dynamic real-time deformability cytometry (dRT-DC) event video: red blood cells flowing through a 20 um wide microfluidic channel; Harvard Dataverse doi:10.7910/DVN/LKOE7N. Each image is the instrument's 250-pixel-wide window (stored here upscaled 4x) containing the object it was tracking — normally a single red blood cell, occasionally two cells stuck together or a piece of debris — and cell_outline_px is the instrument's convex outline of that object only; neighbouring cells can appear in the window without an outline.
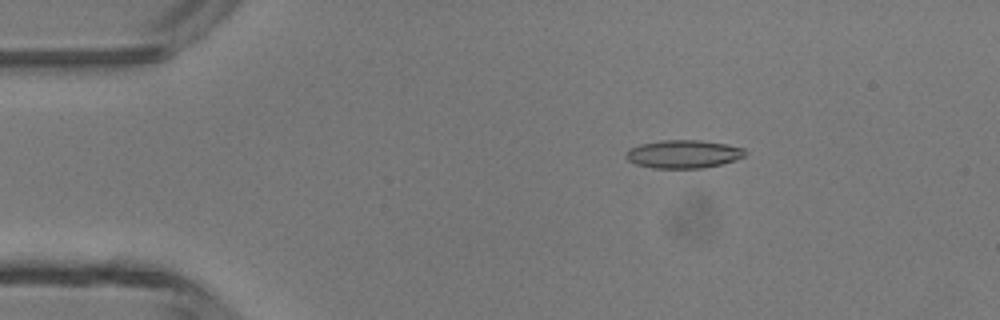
{"species": "common noctule bat (a hibernating species)", "species_latin": "Nyctalus noctula", "temperature_condition": "room temperature", "stored_images_in_passage": 47, "camera_frame_rate_fps": 3000, "um_per_image_px": 0.085, "animal": {"sex": "male", "body_mass_g": 13.3}, "frame": {"image": 1, "passage_image": 8, "time_ms": 2.333, "image_size_px": [1000, 320], "cell_outline_px": [[748, 152], [744, 156], [736, 160], [704, 168], [652, 168], [636, 164], [628, 160], [624, 156], [628, 148], [640, 144], [660, 140], [700, 140], [724, 144], [744, 148]], "centroid_in_image_um": [58.07, 13.09], "position_along_channel_um": 26.9, "area_um2": 19.65}}
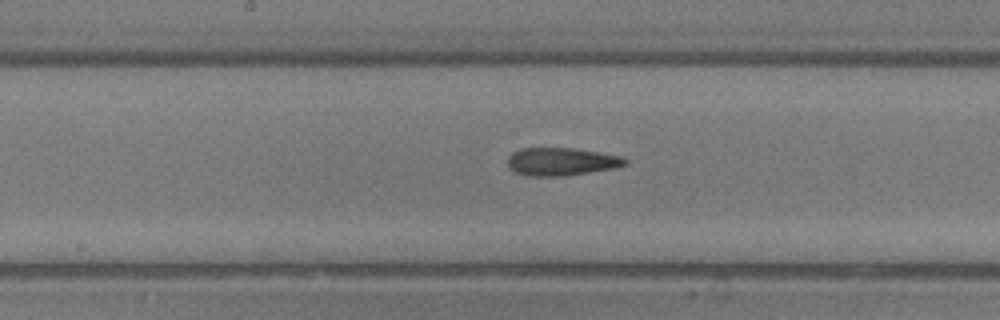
{"frame": {"image": 2, "passage_image": 24, "time_ms": 7.667, "image_size_px": [1000, 320], "cell_outline_px": [[628, 164], [616, 168], [564, 176], [528, 176], [516, 172], [508, 168], [508, 156], [512, 152], [520, 148], [572, 148], [600, 152], [624, 156], [628, 160]], "centroid_in_image_um": [47.74, 13.73], "position_along_channel_um": 200.5, "area_um2": 19.36}}
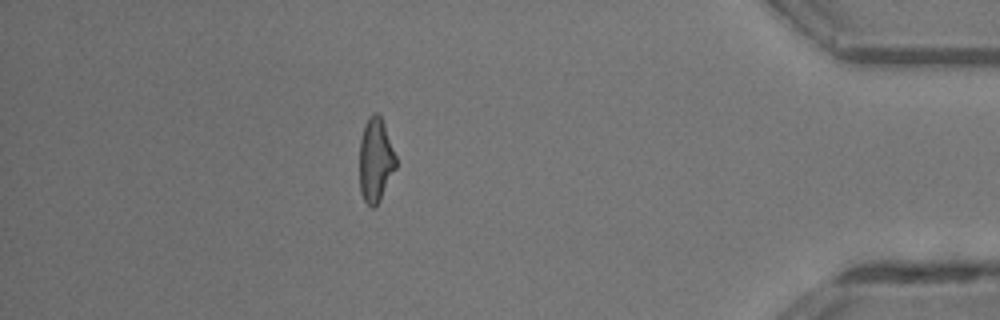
{"frame": {"image": 3, "passage_image": 41, "time_ms": 13.333, "image_size_px": [1000, 320], "cell_outline_px": [[396, 168], [380, 200], [372, 208], [364, 200], [360, 192], [360, 140], [364, 124], [368, 116], [372, 112], [376, 112], [380, 116], [396, 156]], "centroid_in_image_um": [31.91, 13.59], "position_along_channel_um": 403.3, "area_um2": 17.69}, "authors_computed_cell_mechanics": {"area_um2": 18.9006, "velocity_mm_per_s": 4.4077, "shape_relaxation_time_tau1_ms": 11.3004, "shape_relaxation_time_tau2_ms": 2.4476, "deformation_change_tau1": 0.2987, "deformation_change_tau2": 0.1261}}